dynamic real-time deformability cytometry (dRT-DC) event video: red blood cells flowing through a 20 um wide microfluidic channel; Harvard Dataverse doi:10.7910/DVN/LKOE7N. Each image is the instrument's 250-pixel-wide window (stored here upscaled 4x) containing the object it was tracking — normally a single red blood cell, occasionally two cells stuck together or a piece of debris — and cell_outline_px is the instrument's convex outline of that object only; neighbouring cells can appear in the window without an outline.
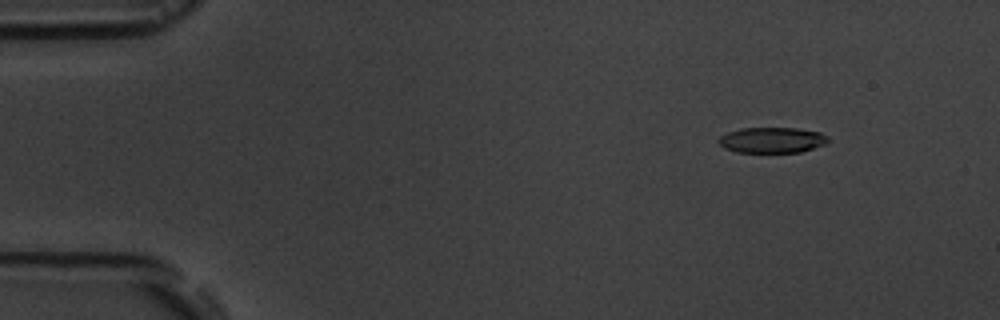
{"species": "common noctule bat (a hibernating species)", "species_latin": "Nyctalus noctula", "temperature_condition": "room temperature", "stored_images_in_passage": 5, "camera_frame_rate_fps": 3000, "um_per_image_px": 0.085, "animal": {"sex": "male", "body_mass_g": 19.5, "forearm_length_mm": 54.6}, "frame": {"image": 1, "passage_image": 2, "time_ms": 1.333, "image_size_px": [1000, 320], "cell_outline_px": [[828, 140], [824, 144], [800, 152], [736, 152], [724, 148], [716, 140], [720, 136], [728, 132], [740, 128], [796, 128], [820, 132], [828, 136]], "centroid_in_image_um": [65.58, 11.9], "position_along_channel_um": 19.4, "area_um2": 16.3}}
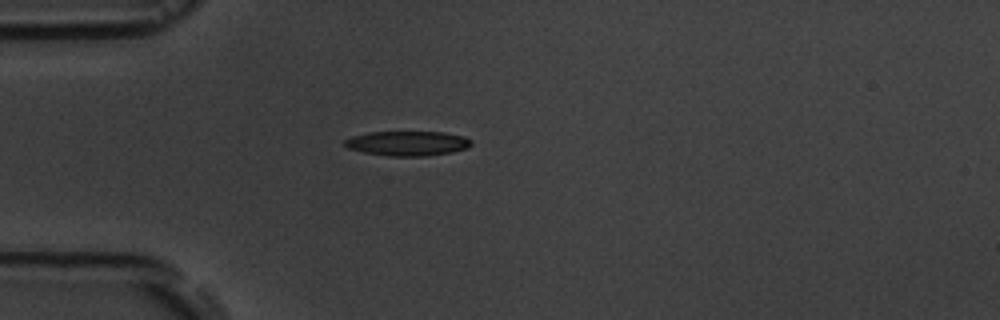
{"frame": {"image": 2, "passage_image": 4, "time_ms": 4.333, "image_size_px": [1000, 320], "cell_outline_px": [[472, 144], [468, 148], [452, 152], [424, 156], [388, 156], [364, 152], [348, 148], [344, 144], [344, 140], [352, 136], [368, 132], [444, 132], [464, 136], [472, 140]], "centroid_in_image_um": [34.66, 12.18], "position_along_channel_um": 50.3, "area_um2": 18.26}}